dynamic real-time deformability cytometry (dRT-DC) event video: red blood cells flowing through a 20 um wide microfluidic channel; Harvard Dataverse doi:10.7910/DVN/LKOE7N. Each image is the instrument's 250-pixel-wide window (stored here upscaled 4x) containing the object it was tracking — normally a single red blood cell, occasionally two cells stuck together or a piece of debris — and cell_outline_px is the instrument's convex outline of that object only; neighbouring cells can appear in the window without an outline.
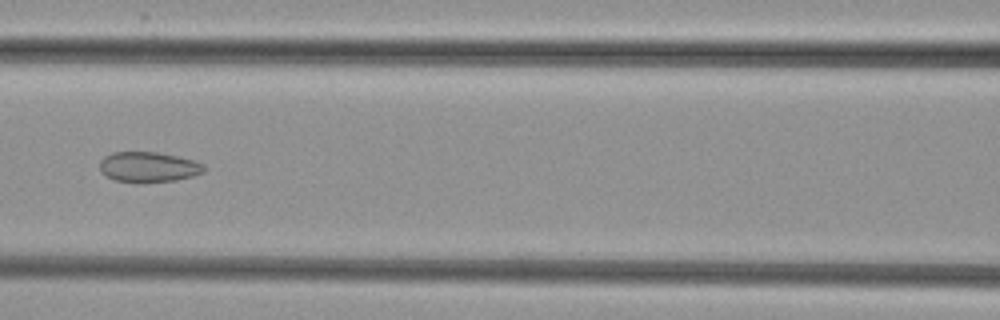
{"species": "common noctule bat (a hibernating species)", "species_latin": "Nyctalus noctula", "temperature_condition": "cold", "stored_images_in_passage": 4, "camera_frame_rate_fps": 3000, "um_per_image_px": 0.085, "animal": {"sex": "female", "body_mass_g": 29.2, "forearm_length_mm": 56.3}, "frame": {"image": 1, "passage_image": 3, "time_ms": 2.333, "image_size_px": [1000, 320], "cell_outline_px": [[204, 172], [192, 176], [176, 180], [140, 184], [136, 184], [116, 180], [100, 172], [100, 160], [104, 156], [112, 152], [156, 152], [176, 156], [192, 160], [204, 164]], "centroid_in_image_um": [12.59, 14.21], "position_along_channel_um": 154.0, "area_um2": 18.61}}
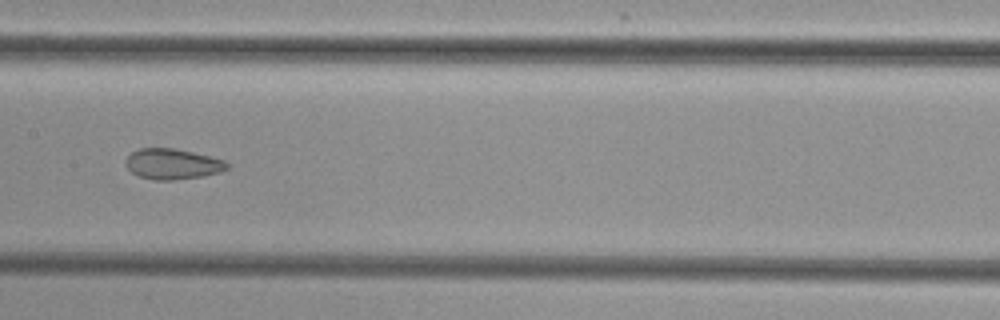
{"frame": {"image": 2, "passage_image": 4, "time_ms": 3.333, "image_size_px": [1000, 320], "cell_outline_px": [[228, 168], [220, 172], [204, 176], [172, 180], [156, 180], [140, 176], [132, 172], [124, 164], [124, 160], [132, 152], [140, 148], [172, 148], [192, 152], [224, 160], [228, 164]], "centroid_in_image_um": [14.64, 13.94], "position_along_channel_um": 192.8, "area_um2": 17.92}}